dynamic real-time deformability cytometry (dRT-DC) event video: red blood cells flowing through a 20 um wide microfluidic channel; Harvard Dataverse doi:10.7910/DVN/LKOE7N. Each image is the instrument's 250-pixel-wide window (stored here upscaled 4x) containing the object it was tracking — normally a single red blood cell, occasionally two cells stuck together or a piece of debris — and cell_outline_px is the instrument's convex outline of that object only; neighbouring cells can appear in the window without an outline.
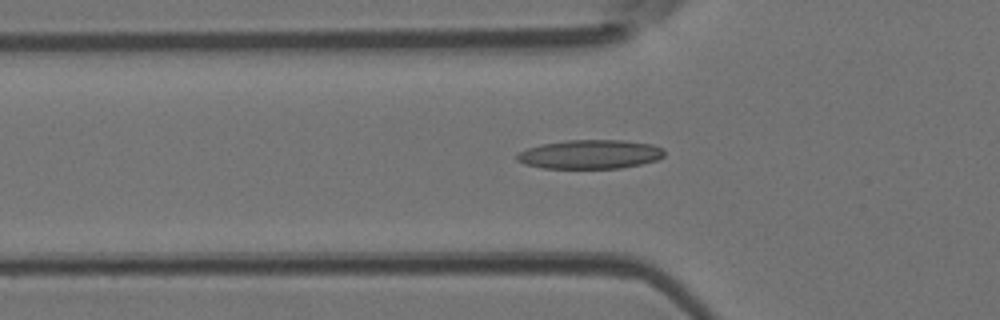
{"species": "Egyptian fruit bat (a non-hibernating species)", "species_latin": "Rousettus aegyptiacus", "temperature_condition": "room temperature", "stored_images_in_passage": 5, "camera_frame_rate_fps": 3000, "um_per_image_px": 0.085, "animal": {"sex": "female"}, "frame": {"image": 1, "passage_image": 5, "time_ms": 1.333, "image_size_px": [1000, 320], "cell_outline_px": [[664, 156], [656, 160], [640, 164], [620, 168], [540, 168], [524, 164], [516, 160], [516, 156], [520, 152], [528, 148], [540, 144], [568, 140], [624, 140], [652, 144], [664, 148]], "centroid_in_image_um": [50.15, 13.11], "position_along_channel_um": 75.6, "area_um2": 24.97}}